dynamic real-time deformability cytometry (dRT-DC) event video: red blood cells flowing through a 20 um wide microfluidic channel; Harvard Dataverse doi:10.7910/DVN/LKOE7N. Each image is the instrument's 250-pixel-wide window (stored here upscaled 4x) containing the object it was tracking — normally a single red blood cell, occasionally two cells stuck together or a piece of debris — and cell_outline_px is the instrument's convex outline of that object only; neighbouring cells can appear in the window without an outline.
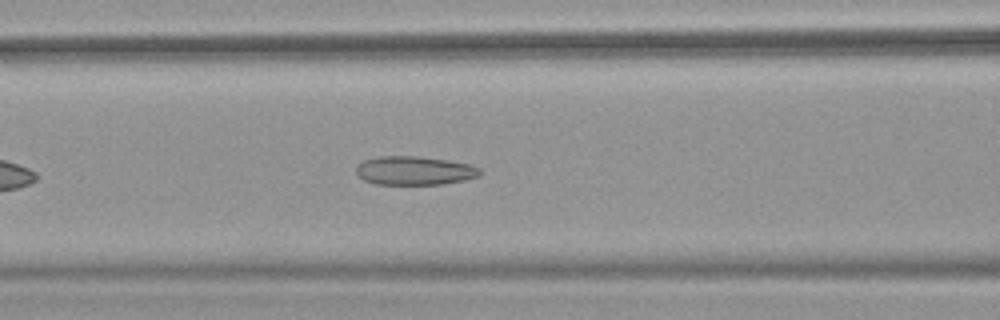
{"species": "common noctule bat (a hibernating species)", "species_latin": "Nyctalus noctula", "temperature_condition": "warm", "stored_images_in_passage": 31, "camera_frame_rate_fps": 3000, "um_per_image_px": 0.085, "animal": {"sex": "female", "body_mass_g": 18.4}, "frame": {"image": 1, "passage_image": 10, "time_ms": 3.0, "image_size_px": [1000, 320], "cell_outline_px": [[484, 172], [480, 176], [464, 180], [444, 184], [376, 184], [364, 180], [356, 176], [356, 164], [364, 160], [376, 156], [416, 156], [448, 160], [472, 164], [480, 168]], "centroid_in_image_um": [35.24, 14.5], "position_along_channel_um": 131.4, "area_um2": 21.1}}
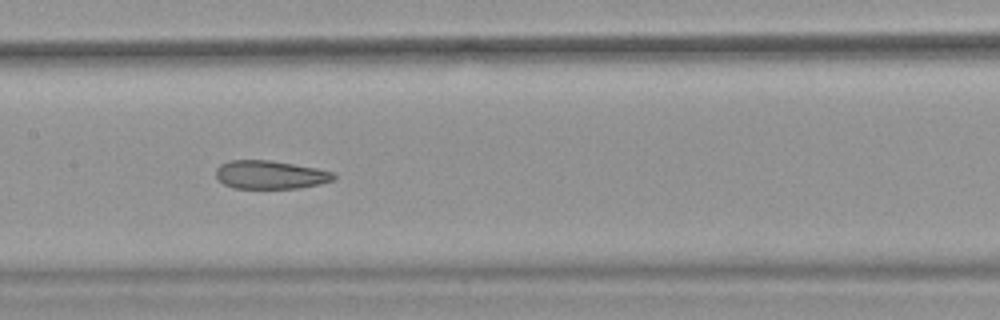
{"frame": {"image": 2, "passage_image": 14, "time_ms": 4.333, "image_size_px": [1000, 320], "cell_outline_px": [[336, 176], [332, 180], [320, 184], [300, 188], [232, 188], [224, 184], [216, 176], [216, 168], [220, 164], [228, 160], [272, 160], [316, 168], [332, 172]], "centroid_in_image_um": [22.95, 14.85], "position_along_channel_um": 184.5, "area_um2": 19.48}, "authors_computed_cell_mechanics": {"area_um2": 20.519, "velocity_mm_per_s": 3.9947, "shape_relaxation_time_tau1_ms": null, "shape_relaxation_time_tau2_ms": 2.1814, "deformation_change_tau1": null, "deformation_change_tau2": 0.1007}}